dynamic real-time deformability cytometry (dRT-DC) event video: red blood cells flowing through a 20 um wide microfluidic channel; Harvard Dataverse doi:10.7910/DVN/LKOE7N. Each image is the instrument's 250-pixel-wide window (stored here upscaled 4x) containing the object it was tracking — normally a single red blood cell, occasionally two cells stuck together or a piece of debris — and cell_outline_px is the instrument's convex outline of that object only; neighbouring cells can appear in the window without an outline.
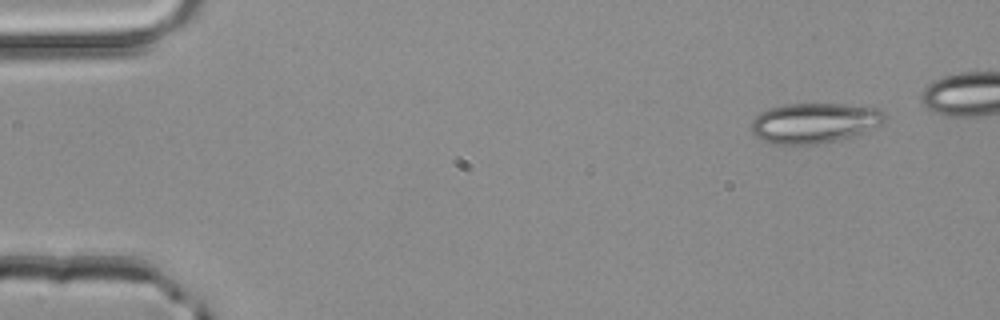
{"species": "common noctule bat (a hibernating species)", "species_latin": "Nyctalus noctula", "temperature_condition": "room temperature", "stored_images_in_passage": 4, "camera_frame_rate_fps": 3000, "um_per_image_px": 0.085, "animal": {"sex": "male", "body_mass_g": 20.4}, "frame": {"image": 1, "passage_image": 1, "time_ms": 0.0, "image_size_px": [1000, 320], "cell_outline_px": [[888, 116], [880, 124], [864, 132], [836, 140], [816, 144], [772, 144], [756, 136], [752, 132], [752, 120], [760, 112], [768, 108], [784, 104], [844, 104], [880, 108]], "centroid_in_image_um": [69.22, 10.43], "position_along_channel_um": 15.8, "area_um2": 31.15}}